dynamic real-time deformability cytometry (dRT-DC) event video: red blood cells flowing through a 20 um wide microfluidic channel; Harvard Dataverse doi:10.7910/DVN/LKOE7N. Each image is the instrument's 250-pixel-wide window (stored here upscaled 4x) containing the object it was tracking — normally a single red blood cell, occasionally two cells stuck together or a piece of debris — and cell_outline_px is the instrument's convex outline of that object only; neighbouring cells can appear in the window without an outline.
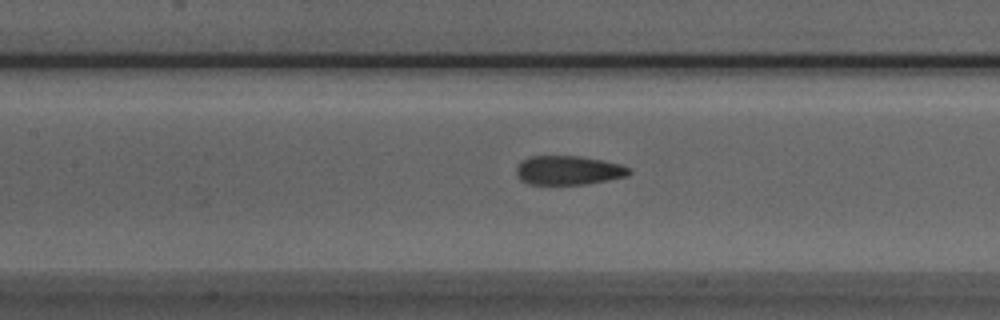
{"species": "Egyptian fruit bat (a non-hibernating species)", "species_latin": "Rousettus aegyptiacus", "temperature_condition": "room temperature", "stored_images_in_passage": 38, "camera_frame_rate_fps": 3000, "um_per_image_px": 0.085, "animal": {"sex": "male"}, "frame": {"image": 1, "passage_image": 15, "time_ms": 4.667, "image_size_px": [1000, 320], "cell_outline_px": [[632, 172], [628, 176], [588, 184], [528, 184], [520, 180], [516, 172], [516, 168], [520, 160], [532, 156], [580, 156], [620, 164], [632, 168]], "centroid_in_image_um": [48.32, 14.48], "position_along_channel_um": 159.1, "area_um2": 19.25}}
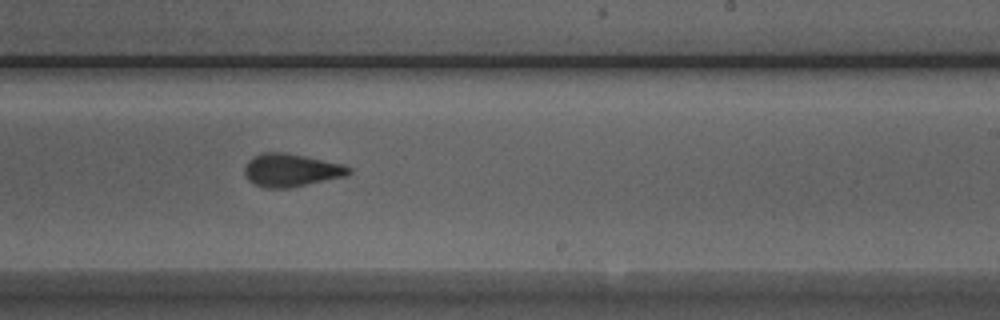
{"frame": {"image": 2, "passage_image": 23, "time_ms": 7.333, "image_size_px": [1000, 320], "cell_outline_px": [[352, 172], [348, 176], [288, 188], [264, 188], [248, 180], [244, 172], [244, 168], [248, 160], [252, 156], [264, 152], [284, 152], [344, 164], [352, 168]], "centroid_in_image_um": [24.76, 14.46], "position_along_channel_um": 264.2, "area_um2": 20.17}}
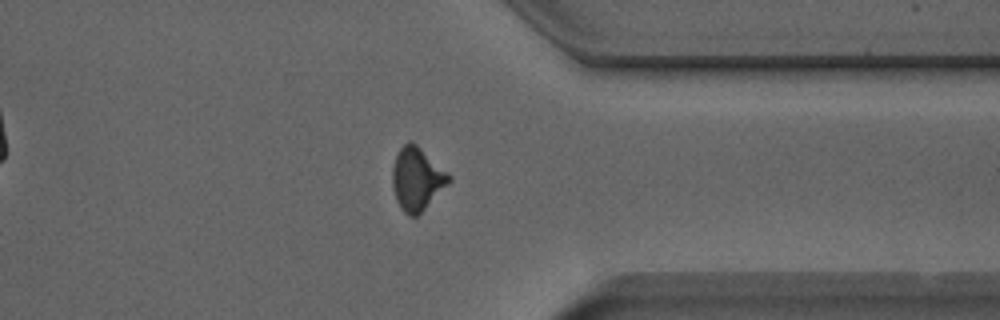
{"frame": {"image": 3, "passage_image": 32, "time_ms": 10.333, "image_size_px": [1000, 320], "cell_outline_px": [[452, 180], [416, 216], [408, 216], [400, 208], [396, 200], [392, 184], [392, 168], [396, 156], [400, 148], [408, 140], [412, 140], [448, 172], [452, 176]], "centroid_in_image_um": [35.43, 15.18], "position_along_channel_um": 376.0, "area_um2": 20.63}, "authors_computed_cell_mechanics": {"area_um2": 19.9699, "velocity_mm_per_s": 3.9643, "shape_relaxation_time_tau1_ms": 6.8087, "shape_relaxation_time_tau2_ms": 1.2676, "deformation_change_tau1": 0.1808, "deformation_change_tau2": 0.0731}}